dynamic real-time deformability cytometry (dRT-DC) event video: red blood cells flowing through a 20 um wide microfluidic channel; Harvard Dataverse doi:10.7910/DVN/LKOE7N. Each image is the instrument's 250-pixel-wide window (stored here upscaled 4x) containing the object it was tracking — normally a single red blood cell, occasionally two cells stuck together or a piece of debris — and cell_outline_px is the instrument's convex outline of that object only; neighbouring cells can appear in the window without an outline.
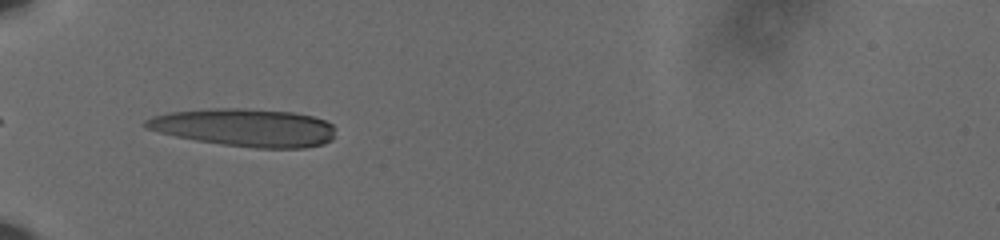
{"species": "human", "species_latin": "Homo sapiens", "temperature_condition": "cold", "stored_images_in_passage": 38, "camera_frame_rate_fps": 3000, "um_per_image_px": 0.085, "donor": {"sex": "male"}, "frame": {"image": 1, "passage_image": 1, "time_ms": 0.0, "image_size_px": [1000, 240], "cell_outline_px": [[336, 128], [332, 140], [324, 144], [304, 148], [256, 148], [220, 144], [196, 140], [176, 136], [144, 128], [144, 120], [152, 116], [168, 112], [208, 108], [244, 108], [292, 112], [312, 116], [324, 120], [332, 124]], "centroid_in_image_um": [20.81, 10.84], "position_along_channel_um": 64.2, "area_um2": 42.14}}
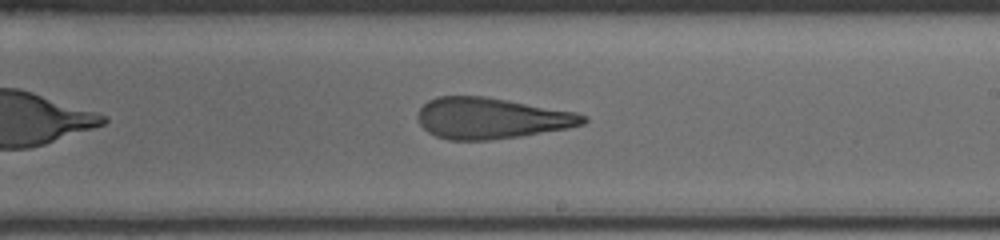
{"frame": {"image": 2, "passage_image": 17, "time_ms": 5.333, "image_size_px": [1000, 240], "cell_outline_px": [[588, 120], [584, 124], [568, 128], [520, 136], [488, 140], [448, 140], [436, 136], [428, 132], [420, 124], [416, 116], [420, 108], [428, 100], [436, 96], [484, 96], [576, 112], [588, 116]], "centroid_in_image_um": [41.75, 10.05], "position_along_channel_um": 247.3, "area_um2": 39.59}}
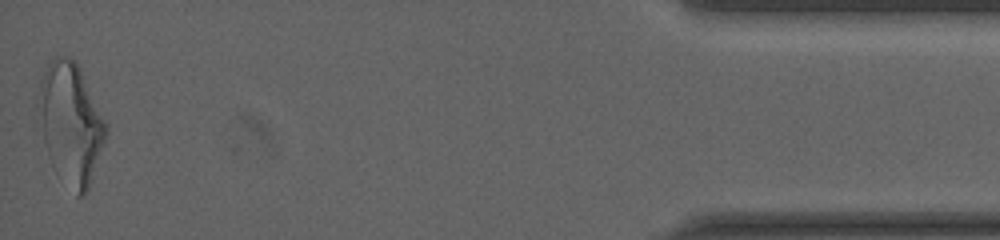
{"frame": {"image": 3, "passage_image": 38, "time_ms": 12.333, "image_size_px": [1000, 240], "cell_outline_px": [[108, 132], [88, 188], [84, 196], [76, 196], [48, 152], [44, 140], [36, 108], [40, 80], [48, 64], [56, 56], [64, 56], [76, 60], [108, 124]], "centroid_in_image_um": [6.03, 10.39], "position_along_channel_um": 429.2, "area_um2": 46.7}, "authors_computed_cell_mechanics": {"area_um2": 41.4715, "velocity_mm_per_s": 3.6357, "shape_relaxation_time_tau1_ms": 8.3973, "shape_relaxation_time_tau2_ms": 2.4562, "deformation_change_tau1": 0.2882, "deformation_change_tau2": 0.1398}}